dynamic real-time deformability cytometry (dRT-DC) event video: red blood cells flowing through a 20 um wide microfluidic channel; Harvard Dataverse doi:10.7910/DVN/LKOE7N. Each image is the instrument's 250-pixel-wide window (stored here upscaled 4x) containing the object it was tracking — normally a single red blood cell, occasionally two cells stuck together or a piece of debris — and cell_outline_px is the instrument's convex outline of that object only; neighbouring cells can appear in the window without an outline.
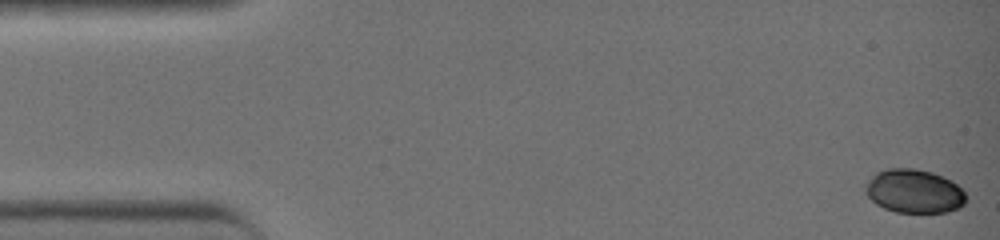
{"species": "common noctule bat (a hibernating species)", "species_latin": "Nyctalus noctula", "temperature_condition": "warm", "stored_images_in_passage": 39, "camera_frame_rate_fps": 3000, "um_per_image_px": 0.085, "animal": {"sex": "female", "body_mass_g": 19.0, "forearm_length_mm": 51.5}, "frame": {"image": 1, "passage_image": 1, "time_ms": 0.0, "image_size_px": [1000, 240], "cell_outline_px": [[968, 200], [960, 208], [948, 212], [896, 212], [884, 208], [876, 204], [864, 192], [864, 184], [876, 172], [888, 168], [912, 168], [932, 172], [952, 180], [968, 196]], "centroid_in_image_um": [77.71, 16.25], "position_along_channel_um": 7.3, "area_um2": 25.89}}
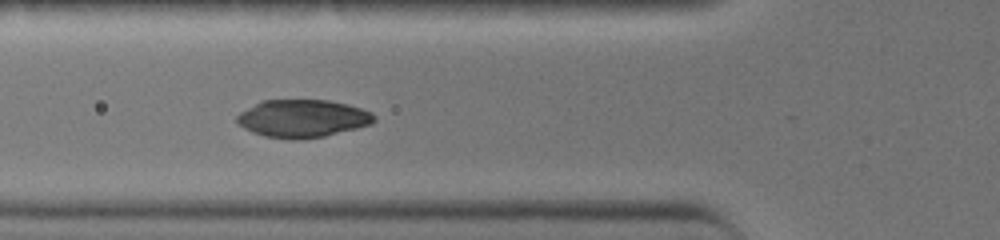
{"frame": {"image": 2, "passage_image": 16, "time_ms": 5.0, "image_size_px": [1000, 240], "cell_outline_px": [[376, 120], [372, 124], [324, 136], [300, 140], [288, 140], [264, 136], [252, 132], [236, 124], [236, 116], [240, 112], [260, 100], [328, 100], [348, 104], [372, 112], [376, 116]], "centroid_in_image_um": [25.69, 10.07], "position_along_channel_um": 100.1, "area_um2": 30.52}}
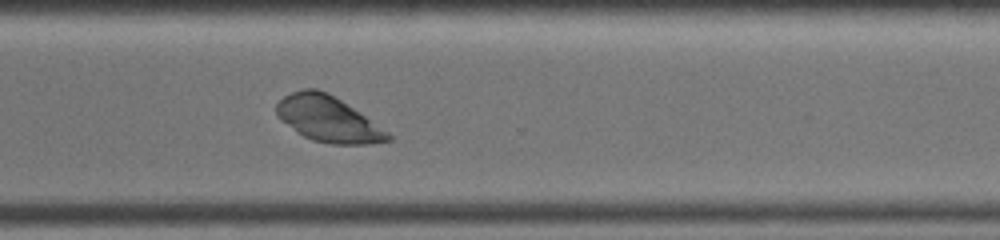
{"frame": {"image": 3, "passage_image": 32, "time_ms": 10.333, "image_size_px": [1000, 240], "cell_outline_px": [[392, 140], [372, 144], [328, 144], [312, 140], [304, 136], [280, 120], [276, 116], [276, 104], [284, 96], [292, 92], [304, 88], [316, 88], [328, 92], [388, 132], [392, 136]], "centroid_in_image_um": [27.85, 10.12], "position_along_channel_um": 342.7, "area_um2": 29.42}, "authors_computed_cell_mechanics": {"area_um2": 28.7266, "velocity_mm_per_s": 4.5479, "shape_relaxation_time_tau1_ms": 2.4938, "shape_relaxation_time_tau2_ms": null, "deformation_change_tau1": 0.2038, "deformation_change_tau2": null}}